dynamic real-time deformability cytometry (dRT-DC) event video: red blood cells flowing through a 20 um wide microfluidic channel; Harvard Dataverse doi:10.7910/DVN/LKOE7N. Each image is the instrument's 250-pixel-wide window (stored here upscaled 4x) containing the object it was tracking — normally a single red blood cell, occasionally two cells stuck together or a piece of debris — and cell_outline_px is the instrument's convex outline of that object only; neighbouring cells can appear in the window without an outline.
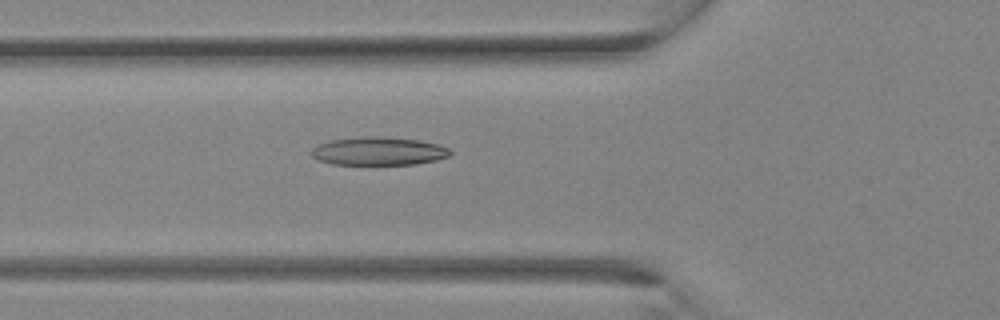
{"species": "Egyptian fruit bat (a non-hibernating species)", "species_latin": "Rousettus aegyptiacus", "temperature_condition": "room temperature", "stored_images_in_passage": 22, "camera_frame_rate_fps": 3000, "um_per_image_px": 0.085, "animal": {"sex": "female"}, "frame": {"image": 1, "passage_image": 12, "time_ms": 3.667, "image_size_px": [1000, 320], "cell_outline_px": [[452, 152], [448, 156], [436, 160], [416, 164], [332, 164], [316, 160], [312, 156], [312, 148], [320, 144], [332, 140], [364, 136], [380, 136], [420, 140], [436, 144], [448, 148]], "centroid_in_image_um": [32.17, 12.85], "position_along_channel_um": 93.6, "area_um2": 22.72}}
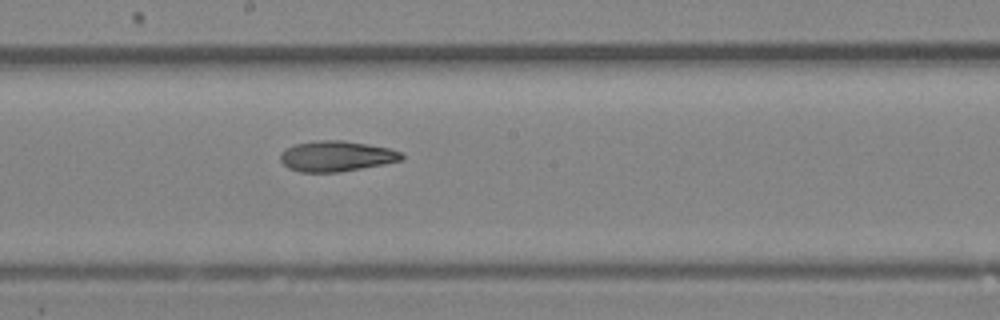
{"frame": {"image": 2, "passage_image": 18, "time_ms": 5.667, "image_size_px": [1000, 320], "cell_outline_px": [[404, 160], [384, 164], [340, 172], [300, 172], [288, 168], [280, 160], [280, 152], [296, 144], [316, 140], [344, 140], [388, 148], [400, 152], [404, 156]], "centroid_in_image_um": [28.59, 13.28], "position_along_channel_um": 219.6, "area_um2": 21.56}}
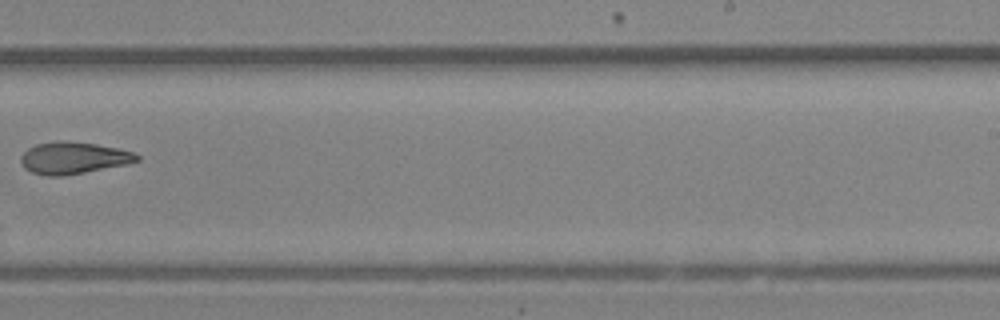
{"frame": {"image": 3, "passage_image": 21, "time_ms": 6.667, "image_size_px": [1000, 320], "cell_outline_px": [[140, 160], [128, 164], [64, 176], [48, 176], [32, 172], [24, 168], [20, 160], [20, 156], [28, 148], [36, 144], [56, 140], [64, 140], [96, 144], [116, 148], [132, 152], [140, 156]], "centroid_in_image_um": [6.22, 13.42], "position_along_channel_um": 282.8, "area_um2": 21.68}}